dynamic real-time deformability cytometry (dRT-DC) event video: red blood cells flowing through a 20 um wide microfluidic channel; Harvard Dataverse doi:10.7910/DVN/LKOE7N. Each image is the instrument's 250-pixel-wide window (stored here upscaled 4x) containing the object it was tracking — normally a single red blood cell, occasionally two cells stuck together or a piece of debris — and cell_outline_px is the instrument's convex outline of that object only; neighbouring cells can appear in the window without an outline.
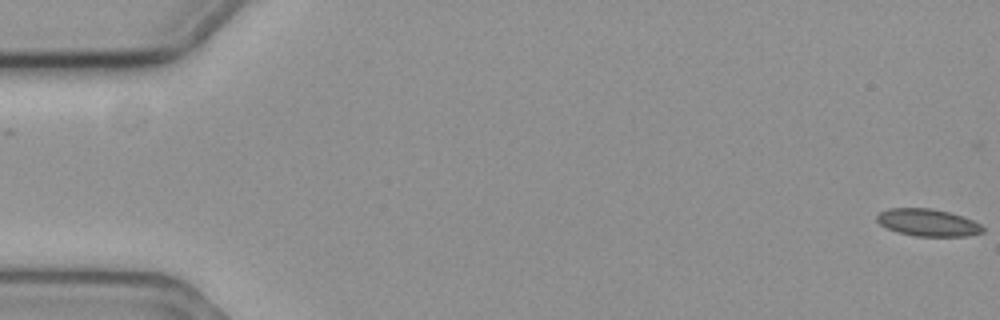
{"species": "common noctule bat (a hibernating species)", "species_latin": "Nyctalus noctula", "temperature_condition": "cold", "stored_images_in_passage": 59, "camera_frame_rate_fps": 3000, "um_per_image_px": 0.085, "animal": {"sex": "female", "body_mass_g": 19.3, "forearm_length_mm": 54.1}, "frame": {"image": 1, "passage_image": 1, "time_ms": 0.0, "image_size_px": [1000, 320], "cell_outline_px": [[984, 232], [968, 236], [916, 236], [896, 232], [880, 224], [876, 220], [876, 216], [880, 212], [888, 208], [928, 208], [948, 212], [972, 220], [980, 224], [984, 228]], "centroid_in_image_um": [78.85, 18.92], "position_along_channel_um": 6.2, "area_um2": 16.7}}
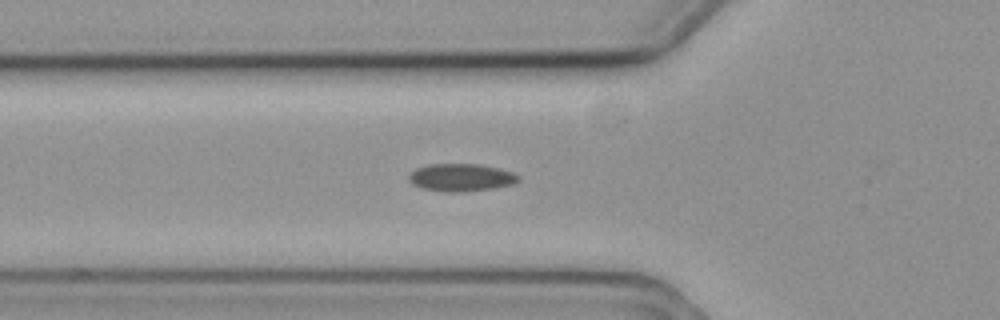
{"frame": {"image": 2, "passage_image": 21, "time_ms": 6.667, "image_size_px": [1000, 320], "cell_outline_px": [[520, 180], [512, 184], [496, 188], [464, 192], [444, 192], [420, 188], [412, 184], [408, 180], [408, 176], [416, 168], [428, 164], [480, 164], [512, 172], [520, 176]], "centroid_in_image_um": [39.17, 15.1], "position_along_channel_um": 86.6, "area_um2": 17.8}}
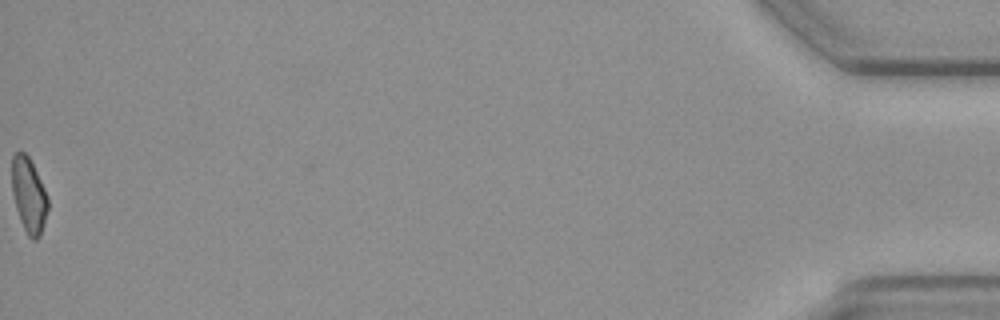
{"frame": {"image": 3, "passage_image": 59, "time_ms": 19.333, "image_size_px": [1000, 320], "cell_outline_px": [[48, 208], [40, 236], [36, 240], [32, 240], [28, 236], [20, 220], [16, 208], [12, 192], [12, 156], [16, 152], [24, 152], [28, 156], [48, 196]], "centroid_in_image_um": [2.44, 16.61], "position_along_channel_um": 432.8, "area_um2": 15.55}}